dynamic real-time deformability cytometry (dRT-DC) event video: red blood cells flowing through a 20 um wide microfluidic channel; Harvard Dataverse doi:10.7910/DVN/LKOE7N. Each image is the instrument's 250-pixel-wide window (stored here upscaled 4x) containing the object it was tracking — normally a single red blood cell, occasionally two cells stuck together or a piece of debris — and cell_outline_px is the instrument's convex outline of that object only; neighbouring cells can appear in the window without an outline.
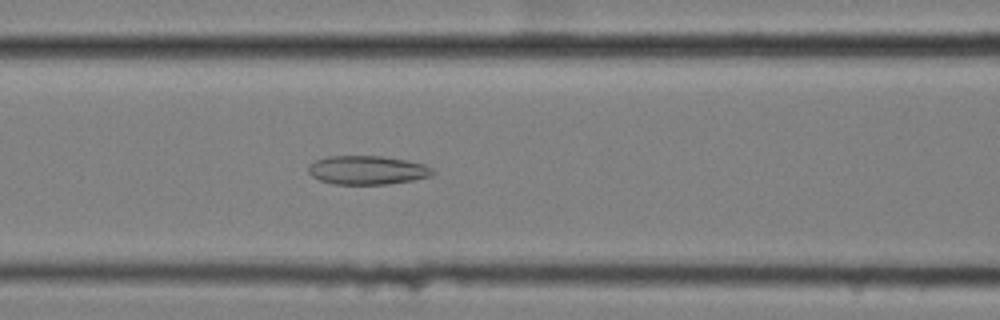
{"species": "common noctule bat (a hibernating species)", "species_latin": "Nyctalus noctula", "temperature_condition": "cold", "stored_images_in_passage": 45, "camera_frame_rate_fps": 3000, "um_per_image_px": 0.085, "animal": {"sex": "female", "body_mass_g": 25.1}, "frame": {"image": 1, "passage_image": 11, "time_ms": 3.333, "image_size_px": [1000, 320], "cell_outline_px": [[436, 172], [432, 176], [412, 180], [388, 184], [332, 184], [320, 180], [312, 176], [308, 172], [308, 164], [316, 160], [328, 156], [380, 156], [408, 160], [424, 164], [432, 168]], "centroid_in_image_um": [31.23, 14.46], "position_along_channel_um": 135.4, "area_um2": 20.98}}
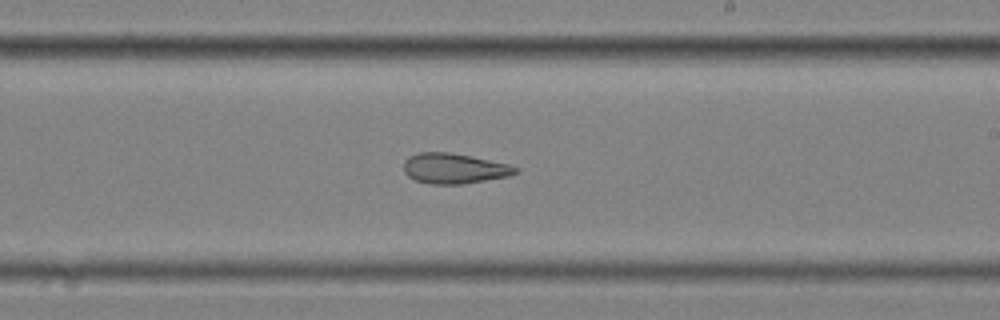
{"frame": {"image": 2, "passage_image": 21, "time_ms": 6.667, "image_size_px": [1000, 320], "cell_outline_px": [[520, 172], [508, 176], [464, 184], [428, 184], [416, 180], [408, 176], [404, 172], [404, 160], [408, 156], [420, 152], [448, 152], [472, 156], [508, 164], [520, 168]], "centroid_in_image_um": [38.61, 14.32], "position_along_channel_um": 250.4, "area_um2": 19.88}}
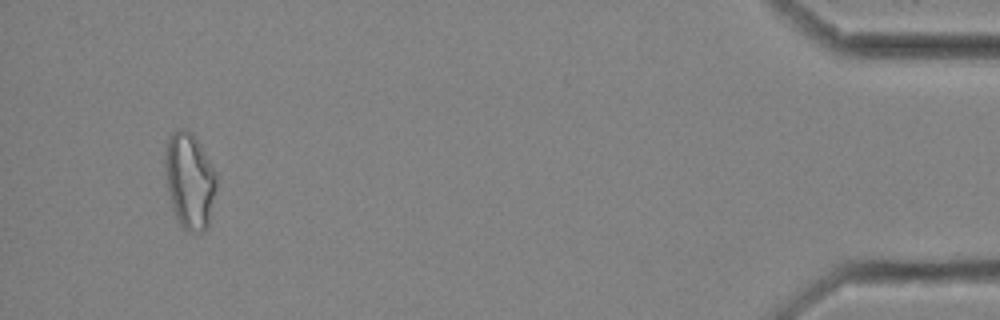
{"frame": {"image": 3, "passage_image": 42, "time_ms": 13.667, "image_size_px": [1000, 320], "cell_outline_px": [[216, 188], [208, 228], [204, 232], [188, 232], [180, 228], [176, 220], [172, 208], [168, 192], [164, 172], [164, 152], [168, 136], [172, 132], [180, 128], [184, 128], [192, 132], [200, 144], [216, 172]], "centroid_in_image_um": [16.09, 15.38], "position_along_channel_um": 419.1, "area_um2": 29.48}, "authors_computed_cell_mechanics": {"area_um2": 21.2126, "velocity_mm_per_s": 3.458, "shape_relaxation_time_tau1_ms": null, "shape_relaxation_time_tau2_ms": 4.4555, "deformation_change_tau1": null, "deformation_change_tau2": 0.1283}}